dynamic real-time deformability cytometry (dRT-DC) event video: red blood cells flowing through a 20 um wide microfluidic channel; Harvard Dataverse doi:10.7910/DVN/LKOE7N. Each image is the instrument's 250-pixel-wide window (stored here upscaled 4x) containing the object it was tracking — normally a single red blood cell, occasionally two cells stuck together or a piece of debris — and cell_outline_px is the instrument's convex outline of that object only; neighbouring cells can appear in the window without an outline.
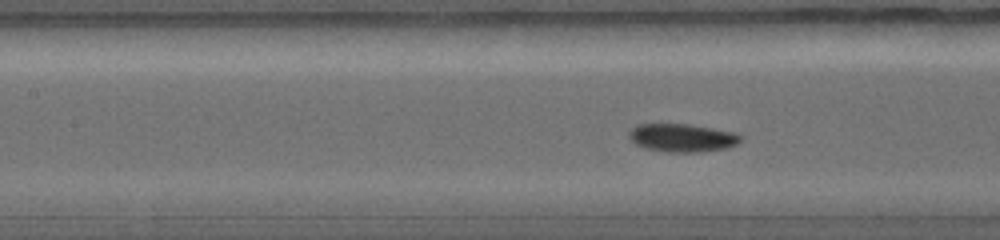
{"species": "common noctule bat (a hibernating species)", "species_latin": "Nyctalus noctula", "temperature_condition": "warm", "stored_images_in_passage": 25, "camera_frame_rate_fps": 5000, "um_per_image_px": 0.085, "animal": {"sex": "female", "body_mass_g": 19.0, "forearm_length_mm": 56.7}, "frame": {"image": 1, "passage_image": 9, "time_ms": 2.2, "image_size_px": [1000, 240], "cell_outline_px": [[740, 140], [736, 144], [728, 148], [700, 152], [664, 152], [644, 148], [636, 144], [628, 136], [628, 132], [636, 124], [688, 124], [736, 132], [740, 136]], "centroid_in_image_um": [57.96, 11.71], "position_along_channel_um": 149.4, "area_um2": 18.38}}
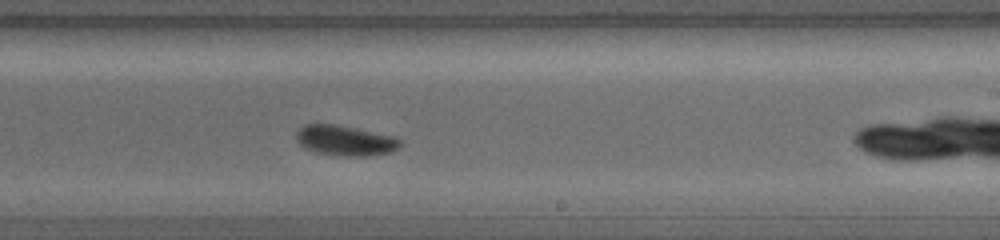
{"frame": {"image": 2, "passage_image": 16, "time_ms": 4.0, "image_size_px": [1000, 240], "cell_outline_px": [[400, 148], [392, 152], [368, 156], [336, 156], [316, 152], [304, 148], [296, 140], [296, 132], [304, 124], [332, 124], [356, 128], [396, 136], [400, 140]], "centroid_in_image_um": [29.35, 11.95], "position_along_channel_um": 259.6, "area_um2": 18.55}}
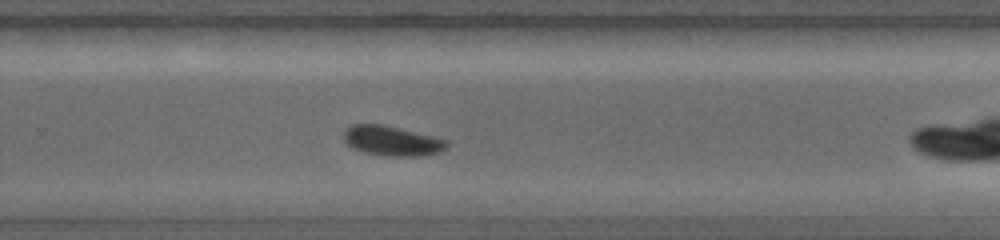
{"frame": {"image": 3, "passage_image": 18, "time_ms": 4.6, "image_size_px": [1000, 240], "cell_outline_px": [[448, 148], [440, 152], [420, 156], [380, 156], [364, 152], [352, 148], [344, 140], [344, 132], [352, 124], [384, 124], [448, 140]], "centroid_in_image_um": [33.33, 11.98], "position_along_channel_um": 296.5, "area_um2": 18.03}}